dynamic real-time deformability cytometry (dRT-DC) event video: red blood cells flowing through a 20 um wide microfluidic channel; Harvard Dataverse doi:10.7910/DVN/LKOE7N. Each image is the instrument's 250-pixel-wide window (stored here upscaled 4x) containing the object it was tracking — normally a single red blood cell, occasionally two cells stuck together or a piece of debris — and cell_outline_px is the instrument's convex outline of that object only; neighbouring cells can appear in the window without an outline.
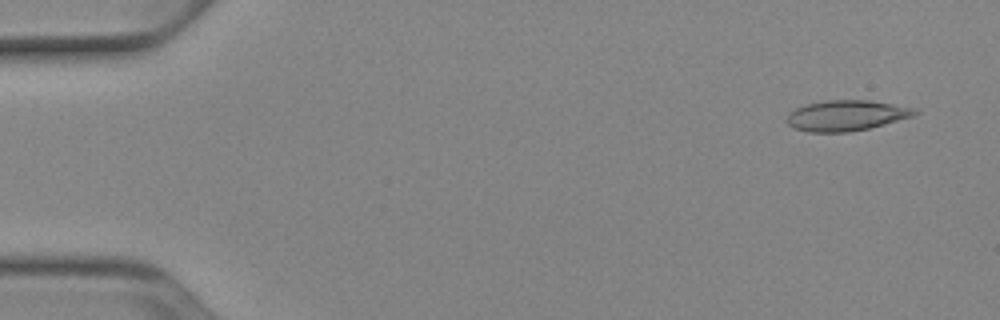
{"species": "Egyptian fruit bat (a non-hibernating species)", "species_latin": "Rousettus aegyptiacus", "temperature_condition": "cold", "stored_images_in_passage": 51, "camera_frame_rate_fps": 3000, "um_per_image_px": 0.085, "animal": {"sex": "female"}, "frame": {"image": 1, "passage_image": 3, "time_ms": 0.667, "image_size_px": [1000, 320], "cell_outline_px": [[920, 112], [912, 116], [884, 124], [868, 128], [848, 132], [808, 132], [796, 128], [788, 124], [784, 120], [788, 112], [804, 104], [824, 100], [868, 100], [916, 108]], "centroid_in_image_um": [71.89, 9.81], "position_along_channel_um": 13.1, "area_um2": 22.83}}
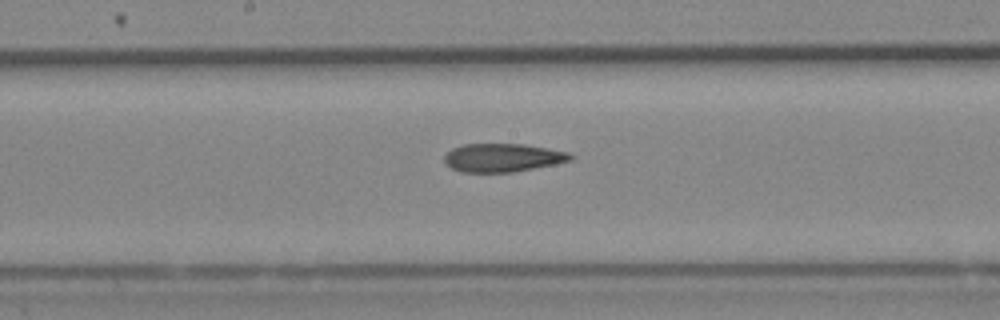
{"frame": {"image": 2, "passage_image": 27, "time_ms": 8.667, "image_size_px": [1000, 320], "cell_outline_px": [[576, 156], [572, 160], [556, 164], [512, 172], [460, 172], [452, 168], [444, 160], [444, 156], [452, 148], [464, 144], [524, 144], [548, 148], [568, 152]], "centroid_in_image_um": [42.76, 13.4], "position_along_channel_um": 205.4, "area_um2": 20.87}}
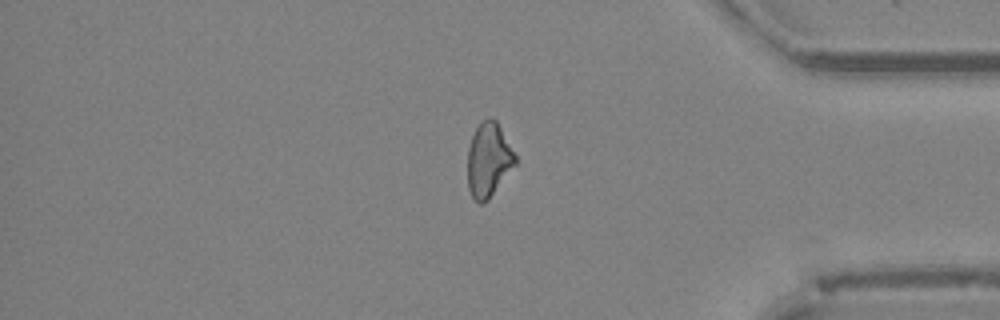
{"frame": {"image": 3, "passage_image": 43, "time_ms": 14.0, "image_size_px": [1000, 320], "cell_outline_px": [[516, 164], [488, 200], [484, 204], [480, 204], [472, 196], [468, 188], [468, 148], [472, 136], [480, 120], [496, 120], [516, 156]], "centroid_in_image_um": [41.52, 13.62], "position_along_channel_um": 393.7, "area_um2": 20.35}, "authors_computed_cell_mechanics": {"area_um2": 21.675, "velocity_mm_per_s": 3.9565, "shape_relaxation_time_tau1_ms": null, "shape_relaxation_time_tau2_ms": 8.5387, "deformation_change_tau1": null, "deformation_change_tau2": 0.202}}